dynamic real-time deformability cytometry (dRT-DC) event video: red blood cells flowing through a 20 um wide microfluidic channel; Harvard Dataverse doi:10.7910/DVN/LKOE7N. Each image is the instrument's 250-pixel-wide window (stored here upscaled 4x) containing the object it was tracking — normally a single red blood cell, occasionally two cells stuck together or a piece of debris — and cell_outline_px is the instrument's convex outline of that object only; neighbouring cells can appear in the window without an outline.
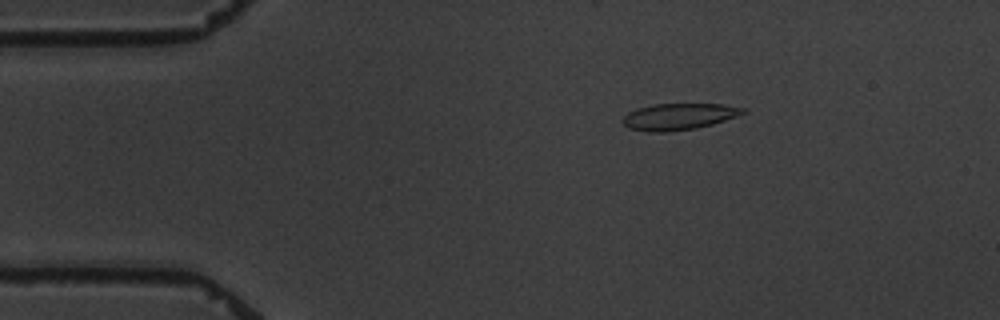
{"species": "common noctule bat (a hibernating species)", "species_latin": "Nyctalus noctula", "temperature_condition": "warm", "stored_images_in_passage": 5, "camera_frame_rate_fps": 3000, "um_per_image_px": 0.085, "animal": {"sex": "male", "body_mass_g": 19.5, "forearm_length_mm": 54.6}, "frame": {"image": 1, "passage_image": 3, "time_ms": 2.667, "image_size_px": [1000, 320], "cell_outline_px": [[748, 112], [712, 124], [696, 128], [664, 132], [648, 132], [628, 128], [620, 120], [628, 112], [636, 108], [652, 104], [724, 104], [748, 108]], "centroid_in_image_um": [57.69, 9.9], "position_along_channel_um": 27.3, "area_um2": 18.73}}